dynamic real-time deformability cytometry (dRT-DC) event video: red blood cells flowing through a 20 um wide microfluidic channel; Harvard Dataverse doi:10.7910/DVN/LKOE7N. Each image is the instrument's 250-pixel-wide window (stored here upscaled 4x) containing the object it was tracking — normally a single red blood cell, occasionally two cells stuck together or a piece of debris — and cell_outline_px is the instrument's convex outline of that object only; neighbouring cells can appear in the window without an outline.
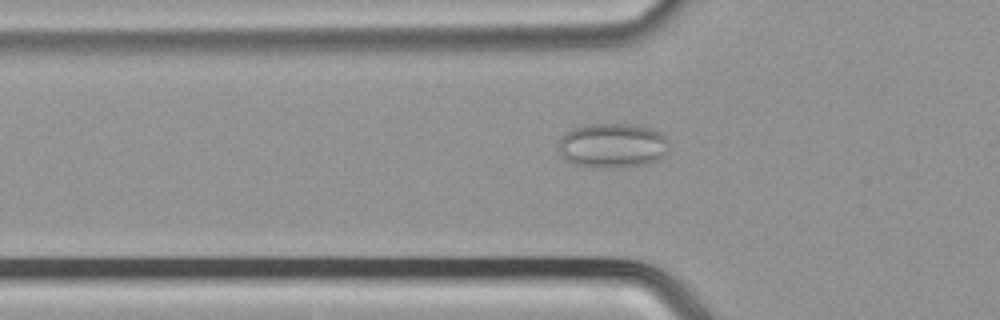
{"species": "common noctule bat (a hibernating species)", "species_latin": "Nyctalus noctula", "temperature_condition": "cold", "stored_images_in_passage": 47, "camera_frame_rate_fps": 3000, "um_per_image_px": 0.085, "animal": {"sex": "male", "body_mass_g": 21.5, "forearm_length_mm": 52.0}, "frame": {"image": 1, "passage_image": 13, "time_ms": 4.0, "image_size_px": [1000, 320], "cell_outline_px": [[668, 152], [660, 160], [644, 164], [616, 168], [596, 168], [572, 164], [560, 156], [556, 148], [560, 136], [564, 132], [572, 128], [588, 124], [632, 124], [652, 128], [660, 132], [668, 140]], "centroid_in_image_um": [52.02, 12.38], "position_along_channel_um": 73.8, "area_um2": 29.59}}
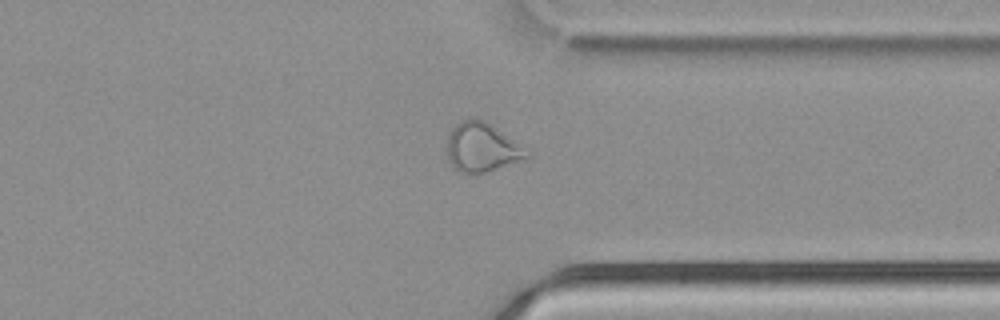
{"frame": {"image": 2, "passage_image": 35, "time_ms": 11.333, "image_size_px": [1000, 320], "cell_outline_px": [[532, 156], [484, 172], [460, 172], [448, 160], [448, 132], [460, 120], [468, 116], [476, 116], [484, 120], [532, 152]], "centroid_in_image_um": [40.96, 12.47], "position_along_channel_um": 370.4, "area_um2": 22.66}}
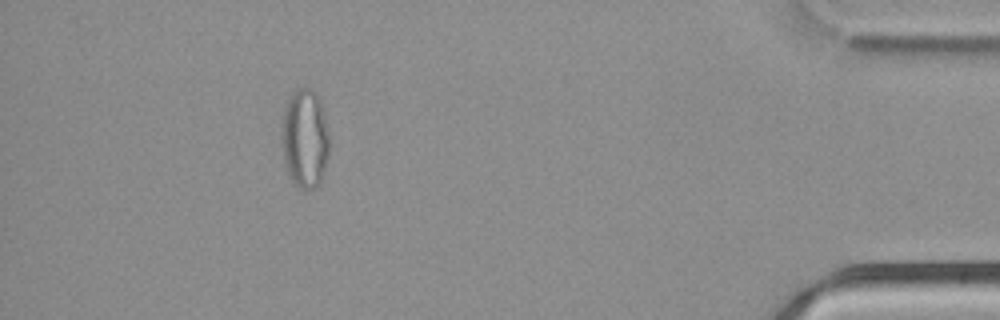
{"frame": {"image": 3, "passage_image": 42, "time_ms": 13.667, "image_size_px": [1000, 320], "cell_outline_px": [[328, 156], [324, 172], [320, 180], [312, 188], [296, 188], [288, 172], [284, 160], [280, 140], [280, 136], [284, 108], [288, 96], [296, 88], [312, 88], [320, 96], [328, 132]], "centroid_in_image_um": [25.89, 11.71], "position_along_channel_um": 409.3, "area_um2": 27.86}}